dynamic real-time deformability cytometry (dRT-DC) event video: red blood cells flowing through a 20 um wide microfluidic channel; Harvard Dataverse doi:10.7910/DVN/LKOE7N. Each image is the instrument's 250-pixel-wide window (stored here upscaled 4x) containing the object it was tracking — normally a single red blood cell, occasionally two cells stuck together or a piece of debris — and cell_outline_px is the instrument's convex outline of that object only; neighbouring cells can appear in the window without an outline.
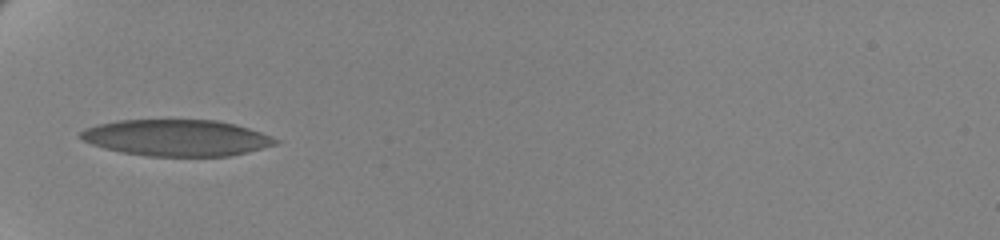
{"species": "human", "species_latin": "Homo sapiens", "temperature_condition": "cold", "stored_images_in_passage": 38, "camera_frame_rate_fps": 3000, "um_per_image_px": 0.085, "donor": {"sex": "female"}, "frame": {"image": 1, "passage_image": 1, "time_ms": 0.0, "image_size_px": [1000, 240], "cell_outline_px": [[280, 140], [276, 144], [248, 152], [228, 156], [148, 156], [124, 152], [104, 148], [92, 144], [84, 140], [80, 136], [80, 132], [84, 128], [116, 120], [216, 120], [236, 124], [272, 136]], "centroid_in_image_um": [15.03, 11.71], "position_along_channel_um": 70.0, "area_um2": 41.15}}
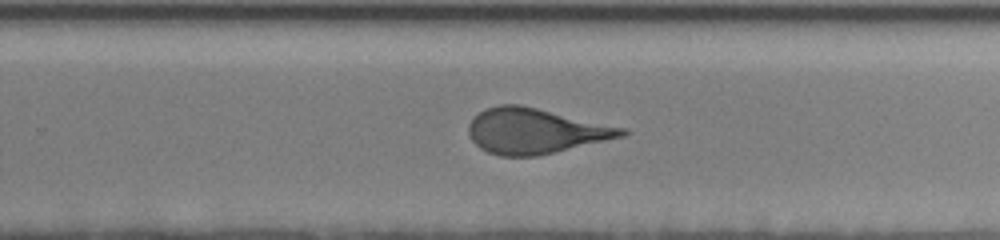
{"frame": {"image": 2, "passage_image": 20, "time_ms": 6.333, "image_size_px": [1000, 240], "cell_outline_px": [[632, 132], [624, 136], [536, 156], [500, 156], [488, 152], [480, 148], [472, 140], [468, 132], [468, 124], [480, 112], [488, 108], [500, 104], [520, 104], [624, 128]], "centroid_in_image_um": [45.48, 11.13], "position_along_channel_um": 284.3, "area_um2": 39.94}}
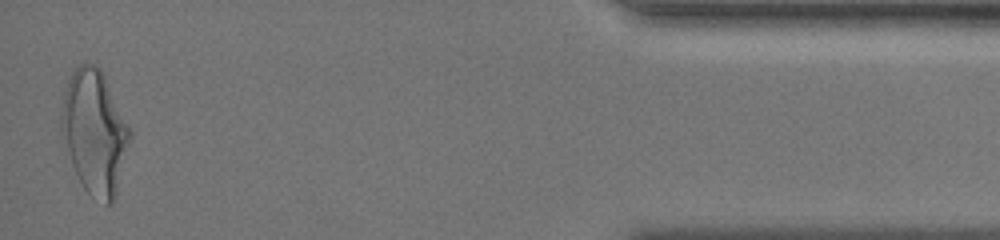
{"frame": {"image": 3, "passage_image": 37, "time_ms": 12.0, "image_size_px": [1000, 240], "cell_outline_px": [[132, 136], [116, 192], [112, 200], [108, 204], [104, 204], [88, 192], [84, 188], [72, 164], [60, 128], [60, 116], [64, 92], [68, 80], [72, 72], [80, 64], [96, 64], [100, 68], [132, 132]], "centroid_in_image_um": [8.04, 11.19], "position_along_channel_um": 427.2, "area_um2": 48.61}, "authors_computed_cell_mechanics": {"area_um2": 41.2114, "velocity_mm_per_s": 3.4908, "shape_relaxation_time_tau1_ms": 8.6039, "shape_relaxation_time_tau2_ms": 0.9522, "deformation_change_tau1": 0.2254, "deformation_change_tau2": 0.0829}}